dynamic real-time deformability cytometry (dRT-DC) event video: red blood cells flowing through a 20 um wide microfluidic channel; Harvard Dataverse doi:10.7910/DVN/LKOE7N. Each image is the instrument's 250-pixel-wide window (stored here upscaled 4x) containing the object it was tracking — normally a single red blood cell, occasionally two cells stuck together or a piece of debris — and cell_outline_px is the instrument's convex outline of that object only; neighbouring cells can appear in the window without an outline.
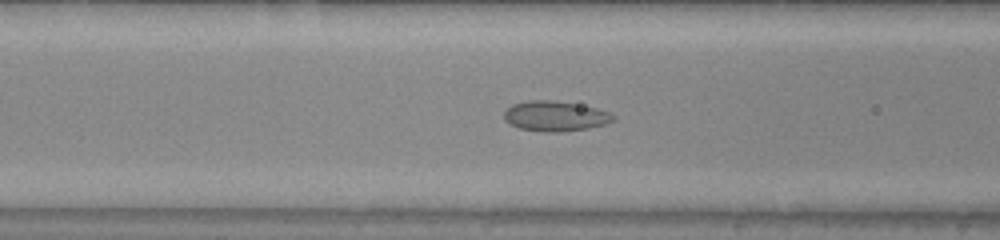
{"species": "common noctule bat (a hibernating species)", "species_latin": "Nyctalus noctula", "temperature_condition": "warm", "stored_images_in_passage": 45, "camera_frame_rate_fps": 3000, "um_per_image_px": 0.085, "animal": {"sex": "male", "body_mass_g": 20.0, "forearm_length_mm": 53.3}, "frame": {"image": 1, "passage_image": 21, "time_ms": 6.667, "image_size_px": [1000, 240], "cell_outline_px": [[616, 120], [604, 124], [588, 128], [560, 132], [544, 132], [520, 128], [508, 124], [504, 120], [504, 112], [512, 104], [528, 100], [552, 100], [596, 108], [608, 112], [616, 116]], "centroid_in_image_um": [47.17, 9.87], "position_along_channel_um": 119.4, "area_um2": 19.13}}
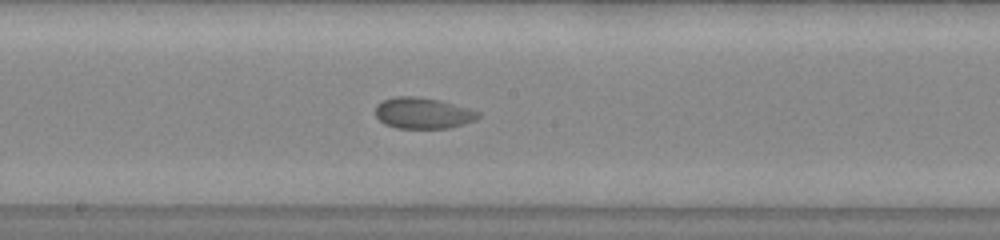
{"frame": {"image": 2, "passage_image": 28, "time_ms": 9.0, "image_size_px": [1000, 240], "cell_outline_px": [[480, 116], [476, 120], [448, 128], [396, 128], [384, 124], [376, 116], [376, 104], [384, 100], [396, 96], [412, 96], [440, 100], [468, 108], [480, 112]], "centroid_in_image_um": [35.94, 9.62], "position_along_channel_um": 212.3, "area_um2": 18.55}}
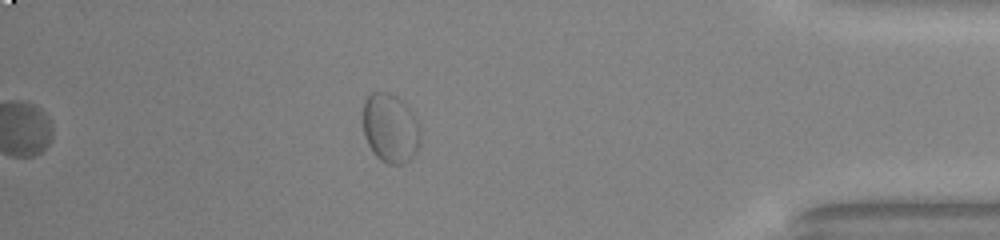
{"frame": {"image": 3, "passage_image": 45, "time_ms": 14.667, "image_size_px": [1000, 240], "cell_outline_px": [[420, 144], [416, 152], [404, 164], [388, 164], [380, 160], [372, 152], [364, 136], [364, 100], [372, 92], [388, 92], [396, 96], [412, 112], [420, 124]], "centroid_in_image_um": [33.19, 10.91], "position_along_channel_um": 402.0, "area_um2": 23.18}, "authors_computed_cell_mechanics": {"area_um2": 19.5942, "velocity_mm_per_s": 3.9835, "shape_relaxation_time_tau1_ms": null, "shape_relaxation_time_tau2_ms": 0.5426, "deformation_change_tau1": null, "deformation_change_tau2": 0.0397}}